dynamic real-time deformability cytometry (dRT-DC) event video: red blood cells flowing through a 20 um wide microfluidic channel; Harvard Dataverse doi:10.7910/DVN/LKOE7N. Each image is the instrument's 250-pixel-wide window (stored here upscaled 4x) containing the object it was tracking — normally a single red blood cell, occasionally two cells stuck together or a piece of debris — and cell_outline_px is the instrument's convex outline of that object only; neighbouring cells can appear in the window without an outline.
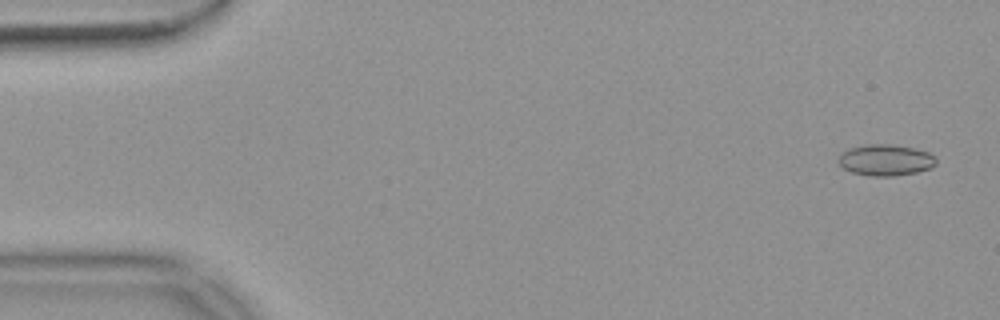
{"species": "common noctule bat (a hibernating species)", "species_latin": "Nyctalus noctula", "temperature_condition": "warm", "stored_images_in_passage": 55, "camera_frame_rate_fps": 3000, "um_per_image_px": 0.085, "animal": {"sex": "female", "body_mass_g": 18.4}, "frame": {"image": 1, "passage_image": 3, "time_ms": 0.667, "image_size_px": [1000, 320], "cell_outline_px": [[936, 164], [932, 168], [916, 172], [892, 176], [872, 176], [852, 172], [844, 168], [840, 164], [840, 156], [848, 148], [868, 144], [892, 144], [912, 148], [928, 152], [936, 156]], "centroid_in_image_um": [75.32, 13.6], "position_along_channel_um": 9.7, "area_um2": 17.63}}
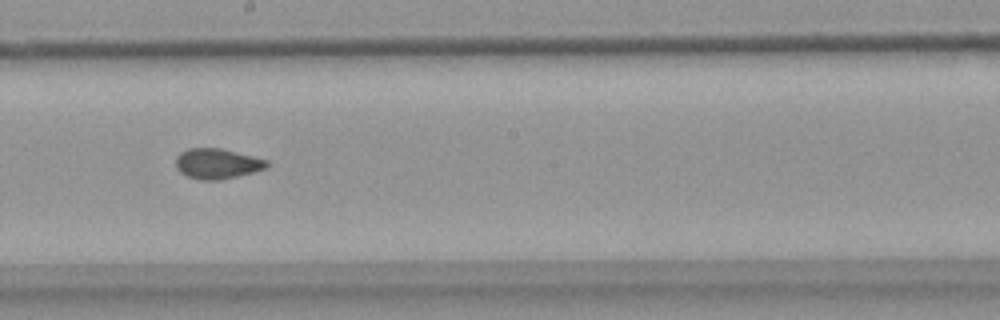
{"frame": {"image": 2, "passage_image": 31, "time_ms": 10.0, "image_size_px": [1000, 320], "cell_outline_px": [[268, 168], [236, 176], [216, 180], [200, 180], [188, 176], [180, 172], [176, 168], [176, 156], [180, 152], [188, 148], [220, 148], [268, 160]], "centroid_in_image_um": [18.44, 13.9], "position_along_channel_um": 229.8, "area_um2": 15.95}}
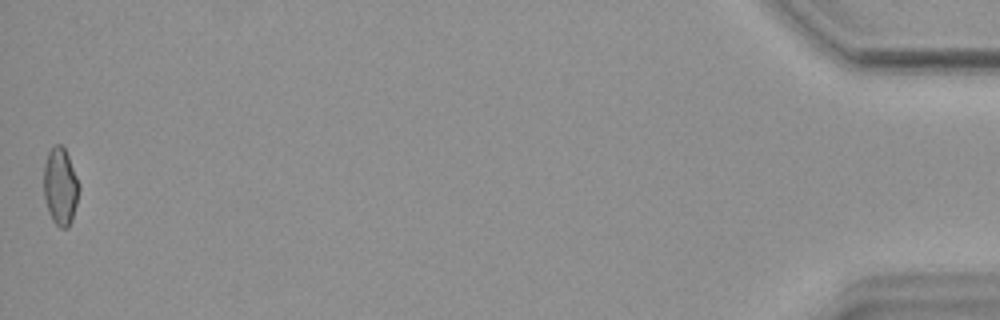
{"frame": {"image": 3, "passage_image": 55, "time_ms": 18.0, "image_size_px": [1000, 320], "cell_outline_px": [[80, 188], [72, 220], [68, 228], [60, 228], [52, 220], [48, 212], [44, 196], [44, 164], [48, 152], [56, 144], [60, 144], [64, 148], [68, 156], [80, 184]], "centroid_in_image_um": [5.13, 15.87], "position_along_channel_um": 430.1, "area_um2": 15.9}, "authors_computed_cell_mechanics": {"area_um2": 16.2996, "velocity_mm_per_s": 3.7173, "shape_relaxation_time_tau1_ms": null, "shape_relaxation_time_tau2_ms": 2.0402, "deformation_change_tau1": null, "deformation_change_tau2": 0.0494}}